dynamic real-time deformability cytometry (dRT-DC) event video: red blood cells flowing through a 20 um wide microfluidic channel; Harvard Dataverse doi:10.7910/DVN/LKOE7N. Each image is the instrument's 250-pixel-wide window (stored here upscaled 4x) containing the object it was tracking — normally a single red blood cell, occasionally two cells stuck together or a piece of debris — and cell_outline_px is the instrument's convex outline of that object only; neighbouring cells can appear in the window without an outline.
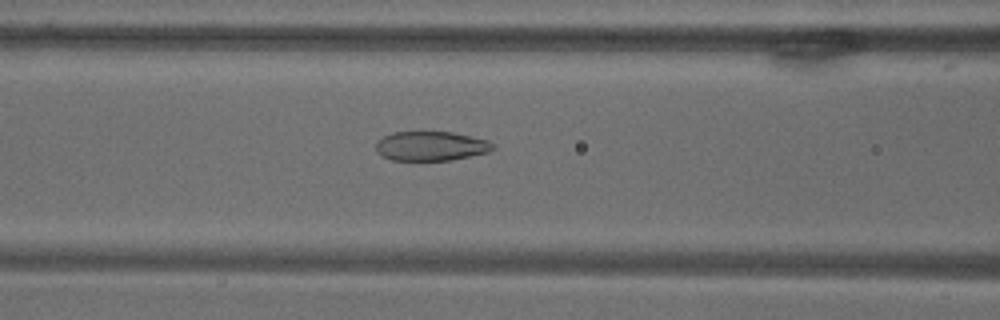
{"species": "common noctule bat (a hibernating species)", "species_latin": "Nyctalus noctula", "temperature_condition": "warm", "stored_images_in_passage": 9, "camera_frame_rate_fps": 3000, "um_per_image_px": 0.085, "animal": {"sex": "male", "body_mass_g": 18.8}, "frame": {"image": 1, "passage_image": 9, "time_ms": 9.333, "image_size_px": [1000, 320], "cell_outline_px": [[496, 148], [488, 152], [452, 160], [392, 160], [376, 152], [376, 140], [392, 132], [452, 132], [488, 140]], "centroid_in_image_um": [36.62, 12.41], "position_along_channel_um": 130.0, "area_um2": 20.0}}